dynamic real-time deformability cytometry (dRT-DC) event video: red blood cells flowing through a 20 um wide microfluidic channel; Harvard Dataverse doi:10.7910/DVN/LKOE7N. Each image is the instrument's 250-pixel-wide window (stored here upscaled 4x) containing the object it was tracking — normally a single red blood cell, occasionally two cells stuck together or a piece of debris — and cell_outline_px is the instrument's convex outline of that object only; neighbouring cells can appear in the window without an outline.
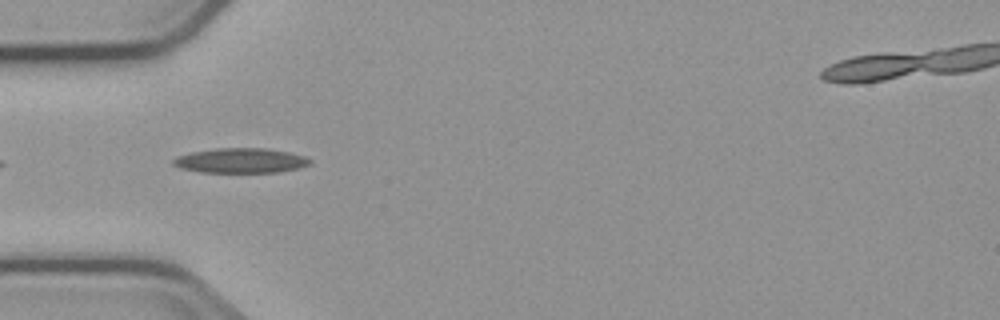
{"species": "common noctule bat (a hibernating species)", "species_latin": "Nyctalus noctula", "temperature_condition": "cold", "stored_images_in_passage": 3, "camera_frame_rate_fps": 3000, "um_per_image_px": 0.085, "animal": {"sex": "male", "body_mass_g": 23.1, "forearm_length_mm": 52.7}, "frame": {"image": 1, "passage_image": 3, "time_ms": 3.333, "image_size_px": [1000, 320], "cell_outline_px": [[312, 164], [300, 168], [276, 172], [200, 172], [180, 168], [172, 164], [172, 160], [176, 156], [192, 152], [216, 148], [264, 148], [288, 152], [304, 156], [312, 160]], "centroid_in_image_um": [20.46, 13.65], "position_along_channel_um": 64.5, "area_um2": 19.83}}